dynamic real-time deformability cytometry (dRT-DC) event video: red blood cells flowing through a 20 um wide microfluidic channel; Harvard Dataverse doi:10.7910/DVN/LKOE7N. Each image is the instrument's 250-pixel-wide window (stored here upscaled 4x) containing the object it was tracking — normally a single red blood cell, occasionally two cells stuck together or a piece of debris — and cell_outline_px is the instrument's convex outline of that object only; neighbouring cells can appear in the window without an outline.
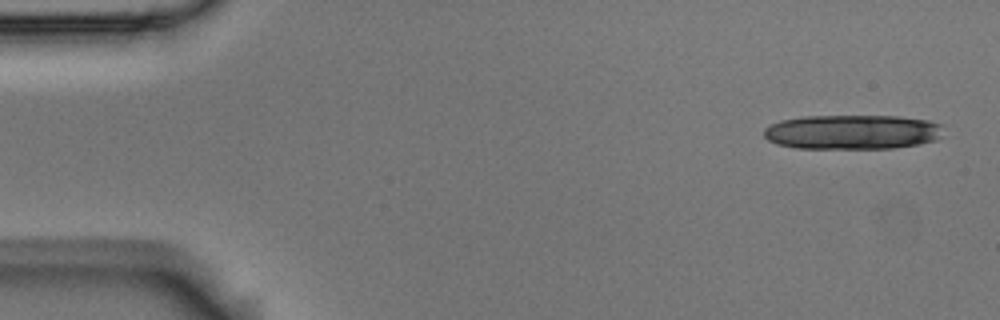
{"species": "Egyptian fruit bat (a non-hibernating species)", "species_latin": "Rousettus aegyptiacus", "temperature_condition": "room temperature", "stored_images_in_passage": 6, "camera_frame_rate_fps": 3000, "um_per_image_px": 0.085, "animal": {"sex": "male"}, "frame": {"image": 1, "passage_image": 1, "time_ms": 0.0, "image_size_px": [1000, 320], "cell_outline_px": [[944, 136], [936, 140], [920, 144], [892, 148], [796, 148], [776, 144], [768, 140], [764, 136], [764, 128], [780, 120], [804, 116], [900, 116], [928, 120], [944, 124]], "centroid_in_image_um": [72.51, 11.21], "position_along_channel_um": 12.5, "area_um2": 36.65}}